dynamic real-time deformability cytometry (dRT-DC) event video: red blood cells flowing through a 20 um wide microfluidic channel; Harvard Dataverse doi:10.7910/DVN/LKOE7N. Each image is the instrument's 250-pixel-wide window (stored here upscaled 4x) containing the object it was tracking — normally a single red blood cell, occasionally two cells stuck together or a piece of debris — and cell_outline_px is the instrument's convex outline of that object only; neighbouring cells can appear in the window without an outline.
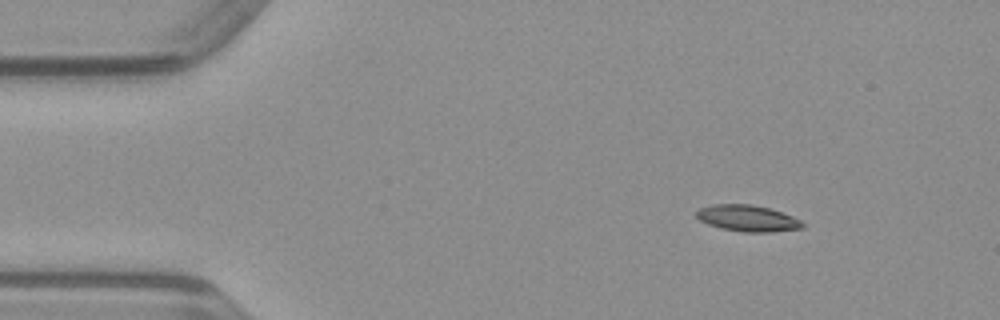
{"species": "common noctule bat (a hibernating species)", "species_latin": "Nyctalus noctula", "temperature_condition": "warm", "stored_images_in_passage": 44, "camera_frame_rate_fps": 3000, "um_per_image_px": 0.085, "animal": {"sex": "male", "body_mass_g": 23.1, "forearm_length_mm": 52.7}, "frame": {"image": 1, "passage_image": 1, "time_ms": 0.0, "image_size_px": [1000, 320], "cell_outline_px": [[804, 228], [772, 232], [744, 232], [720, 228], [708, 224], [700, 220], [696, 216], [696, 208], [712, 204], [752, 204], [768, 208], [792, 216], [800, 220], [804, 224]], "centroid_in_image_um": [63.51, 18.55], "position_along_channel_um": 21.5, "area_um2": 16.36}}
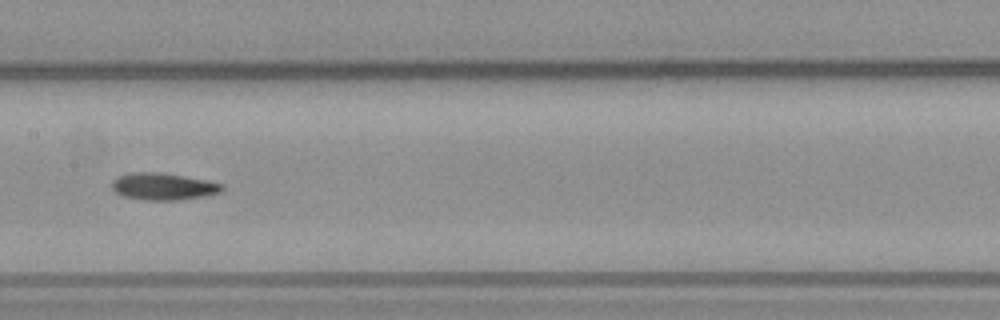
{"frame": {"image": 2, "passage_image": 19, "time_ms": 6.0, "image_size_px": [1000, 320], "cell_outline_px": [[224, 188], [220, 192], [204, 196], [176, 200], [144, 200], [124, 196], [116, 192], [112, 188], [112, 180], [120, 176], [132, 172], [156, 172], [208, 180], [224, 184]], "centroid_in_image_um": [13.89, 15.85], "position_along_channel_um": 193.5, "area_um2": 17.17}}
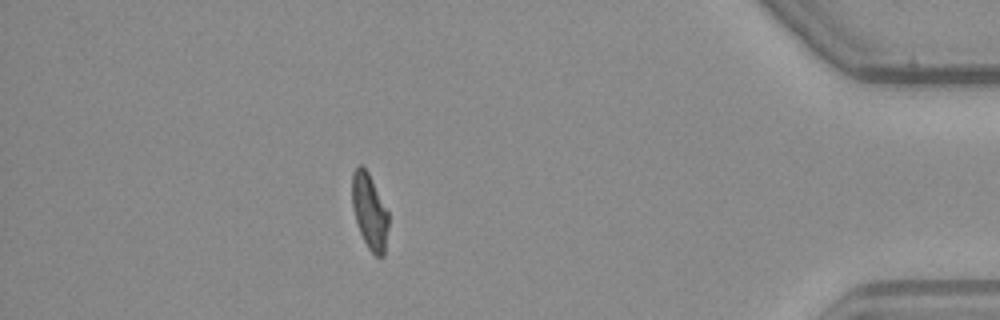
{"frame": {"image": 3, "passage_image": 38, "time_ms": 12.333, "image_size_px": [1000, 320], "cell_outline_px": [[388, 228], [384, 256], [376, 256], [368, 248], [360, 232], [352, 208], [352, 172], [360, 164], [368, 172], [388, 212]], "centroid_in_image_um": [31.41, 17.98], "position_along_channel_um": 403.8, "area_um2": 15.78}}